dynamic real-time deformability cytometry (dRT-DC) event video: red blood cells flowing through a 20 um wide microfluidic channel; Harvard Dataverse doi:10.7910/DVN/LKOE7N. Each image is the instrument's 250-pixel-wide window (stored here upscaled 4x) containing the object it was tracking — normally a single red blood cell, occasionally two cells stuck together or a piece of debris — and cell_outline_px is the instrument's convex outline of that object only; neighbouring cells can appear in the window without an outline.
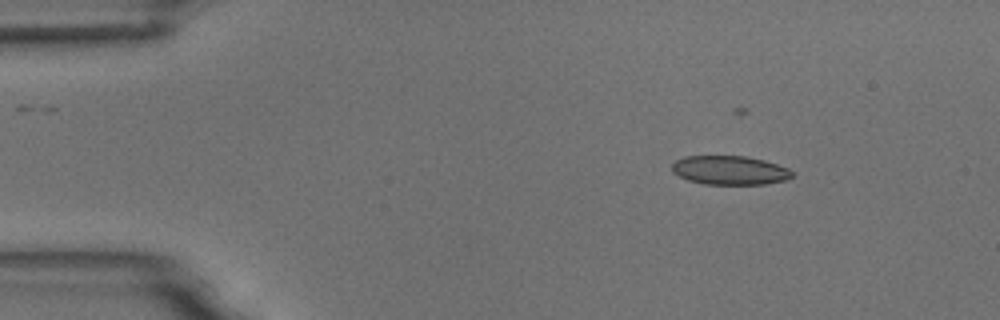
{"species": "common noctule bat (a hibernating species)", "species_latin": "Nyctalus noctula", "temperature_condition": "room temperature", "stored_images_in_passage": 4, "camera_frame_rate_fps": 3000, "um_per_image_px": 0.085, "animal": {"sex": "male", "body_mass_g": 18.8}, "frame": {"image": 1, "passage_image": 1, "time_ms": 0.0, "image_size_px": [1000, 320], "cell_outline_px": [[792, 176], [784, 180], [764, 184], [704, 184], [688, 180], [672, 172], [672, 164], [676, 160], [684, 156], [744, 156], [764, 160], [788, 168], [792, 172]], "centroid_in_image_um": [62.0, 14.47], "position_along_channel_um": 23.0, "area_um2": 20.11}}
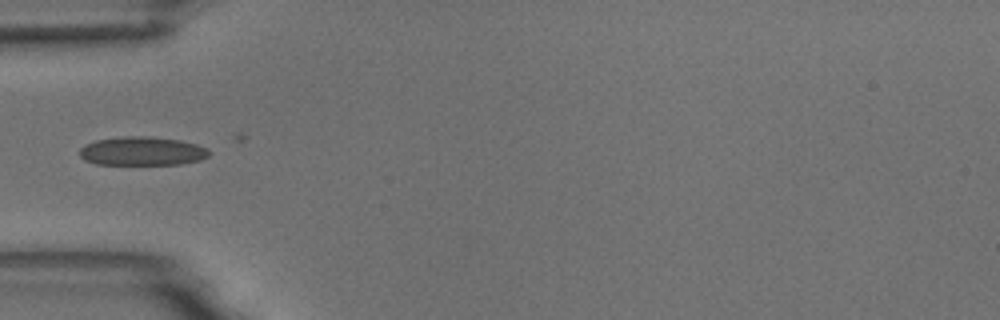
{"frame": {"image": 2, "passage_image": 4, "time_ms": 3.333, "image_size_px": [1000, 320], "cell_outline_px": [[212, 152], [208, 156], [200, 160], [180, 164], [96, 164], [84, 160], [80, 156], [80, 148], [84, 144], [96, 140], [124, 136], [144, 136], [180, 140], [196, 144], [208, 148]], "centroid_in_image_um": [12.09, 12.84], "position_along_channel_um": 72.9, "area_um2": 21.73}}